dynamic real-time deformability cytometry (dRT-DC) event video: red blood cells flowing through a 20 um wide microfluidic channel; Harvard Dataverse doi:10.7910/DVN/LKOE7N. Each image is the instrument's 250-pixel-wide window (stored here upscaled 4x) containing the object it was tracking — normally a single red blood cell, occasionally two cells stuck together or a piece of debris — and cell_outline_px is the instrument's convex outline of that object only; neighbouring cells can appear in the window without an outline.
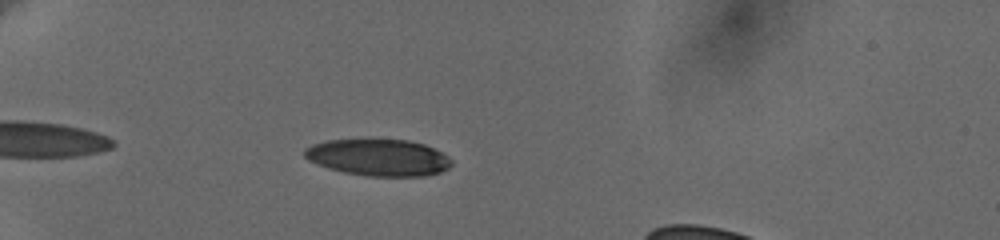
{"species": "human", "species_latin": "Homo sapiens", "temperature_condition": "cold", "stored_images_in_passage": 44, "camera_frame_rate_fps": 3000, "um_per_image_px": 0.085, "donor": {"sex": "female"}, "frame": {"image": 1, "passage_image": 4, "time_ms": 1.0, "image_size_px": [1000, 240], "cell_outline_px": [[452, 164], [448, 168], [440, 172], [424, 176], [368, 176], [344, 172], [328, 168], [316, 164], [308, 160], [304, 156], [304, 148], [312, 144], [328, 140], [408, 140], [424, 144], [448, 156], [452, 160]], "centroid_in_image_um": [32.15, 13.39], "position_along_channel_um": 52.8, "area_um2": 31.33}}
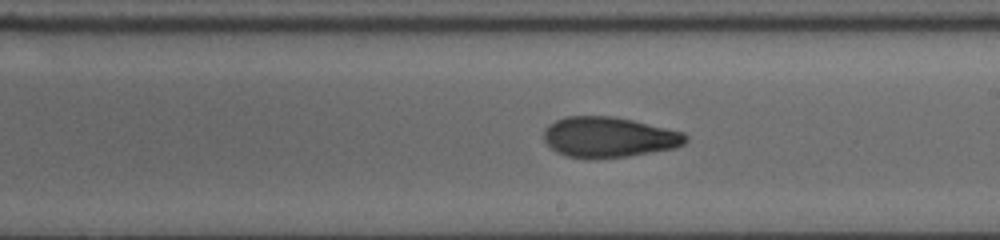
{"frame": {"image": 2, "passage_image": 22, "time_ms": 7.0, "image_size_px": [1000, 240], "cell_outline_px": [[688, 140], [684, 144], [676, 148], [628, 156], [596, 160], [568, 156], [556, 152], [544, 140], [544, 128], [548, 124], [564, 116], [612, 116], [632, 120], [684, 132], [688, 136]], "centroid_in_image_um": [51.75, 11.67], "position_along_channel_um": 237.2, "area_um2": 33.76}}
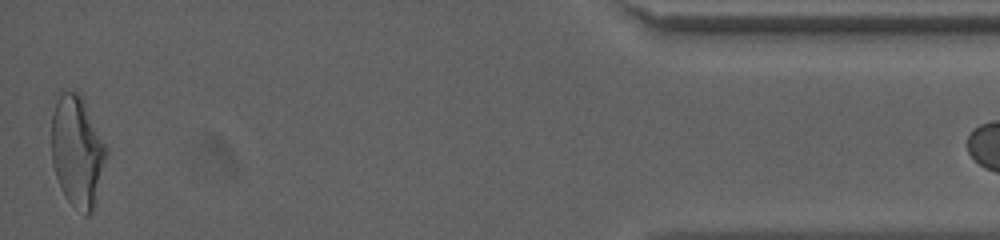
{"frame": {"image": 3, "passage_image": 43, "time_ms": 14.0, "image_size_px": [1000, 240], "cell_outline_px": [[108, 152], [92, 212], [88, 216], [84, 216], [64, 196], [56, 176], [52, 164], [52, 116], [56, 92], [60, 88], [76, 92], [80, 96], [108, 148]], "centroid_in_image_um": [6.54, 12.83], "position_along_channel_um": 428.7, "area_um2": 35.49}}